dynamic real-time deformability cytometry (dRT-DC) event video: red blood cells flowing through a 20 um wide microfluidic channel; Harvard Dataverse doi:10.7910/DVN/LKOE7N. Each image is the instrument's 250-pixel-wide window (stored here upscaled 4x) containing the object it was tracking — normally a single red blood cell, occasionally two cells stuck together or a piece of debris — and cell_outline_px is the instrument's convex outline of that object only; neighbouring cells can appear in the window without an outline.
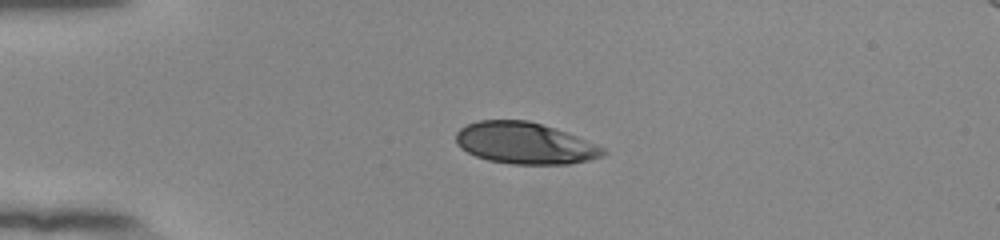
{"species": "human", "species_latin": "Homo sapiens", "temperature_condition": "room temperature", "stored_images_in_passage": 41, "camera_frame_rate_fps": 3000, "um_per_image_px": 0.085, "donor": {"sex": "female"}, "frame": {"image": 1, "passage_image": 1, "time_ms": 0.0, "image_size_px": [1000, 240], "cell_outline_px": [[608, 152], [604, 156], [588, 160], [568, 164], [512, 164], [488, 160], [476, 156], [460, 148], [456, 144], [456, 132], [460, 128], [468, 124], [480, 120], [528, 120], [556, 128], [596, 144], [604, 148]], "centroid_in_image_um": [44.61, 12.17], "position_along_channel_um": 40.4, "area_um2": 35.66}}
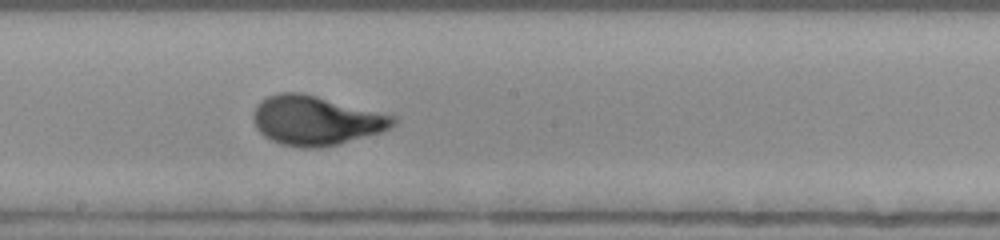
{"frame": {"image": 2, "passage_image": 18, "time_ms": 5.667, "image_size_px": [1000, 240], "cell_outline_px": [[396, 124], [380, 132], [336, 144], [320, 148], [304, 148], [280, 144], [264, 136], [256, 128], [252, 120], [252, 112], [256, 104], [260, 100], [268, 96], [280, 92], [300, 92], [396, 116]], "centroid_in_image_um": [26.79, 10.23], "position_along_channel_um": 221.4, "area_um2": 40.06}}
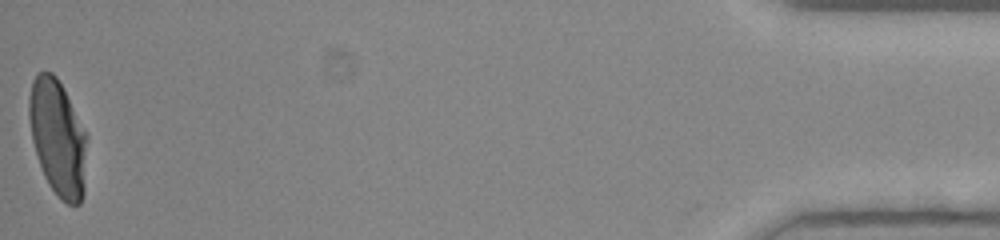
{"frame": {"image": 3, "passage_image": 41, "time_ms": 13.333, "image_size_px": [1000, 240], "cell_outline_px": [[88, 136], [84, 196], [80, 204], [68, 204], [60, 200], [48, 184], [44, 176], [32, 140], [28, 116], [28, 100], [32, 80], [36, 72], [52, 72], [56, 76]], "centroid_in_image_um": [4.92, 11.73], "position_along_channel_um": 430.3, "area_um2": 39.42}, "authors_computed_cell_mechanics": {"area_um2": 38.437, "velocity_mm_per_s": 3.8834, "shape_relaxation_time_tau1_ms": 4.396, "shape_relaxation_time_tau2_ms": null, "deformation_change_tau1": 0.2279, "deformation_change_tau2": null}}